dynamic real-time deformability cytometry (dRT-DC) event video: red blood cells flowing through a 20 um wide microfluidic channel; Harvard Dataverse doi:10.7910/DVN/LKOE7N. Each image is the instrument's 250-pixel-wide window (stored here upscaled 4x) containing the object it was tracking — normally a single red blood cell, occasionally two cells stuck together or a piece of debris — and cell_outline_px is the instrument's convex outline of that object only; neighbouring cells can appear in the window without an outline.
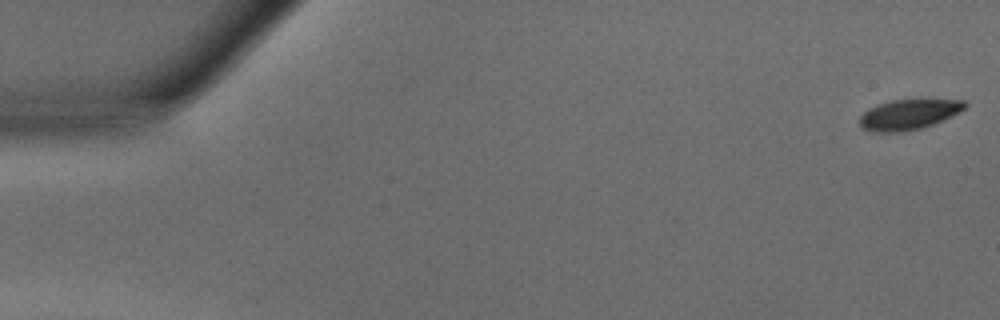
{"species": "common noctule bat (a hibernating species)", "species_latin": "Nyctalus noctula", "temperature_condition": "warm", "stored_images_in_passage": 49, "camera_frame_rate_fps": 3000, "um_per_image_px": 0.085, "animal": {"sex": "male", "body_mass_g": 15.6}, "frame": {"image": 1, "passage_image": 1, "time_ms": 0.0, "image_size_px": [1000, 320], "cell_outline_px": [[968, 104], [960, 112], [932, 124], [920, 128], [904, 132], [872, 132], [860, 128], [860, 116], [868, 108], [876, 104], [892, 100], [920, 96], [928, 96], [964, 100]], "centroid_in_image_um": [77.28, 9.66], "position_along_channel_um": 7.7, "area_um2": 19.65}}
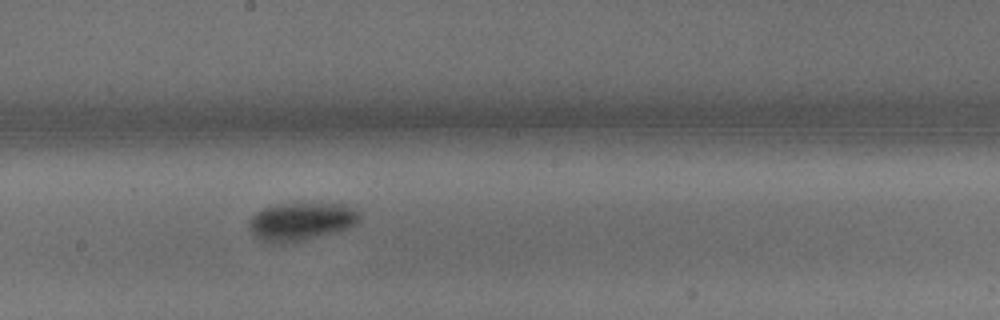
{"frame": {"image": 2, "passage_image": 27, "time_ms": 8.667, "image_size_px": [1000, 320], "cell_outline_px": [[360, 220], [356, 224], [348, 228], [336, 232], [320, 236], [300, 240], [260, 240], [248, 228], [248, 220], [256, 212], [264, 208], [276, 204], [348, 204], [356, 208], [360, 212]], "centroid_in_image_um": [25.66, 18.78], "position_along_channel_um": 222.5, "area_um2": 23.93}}
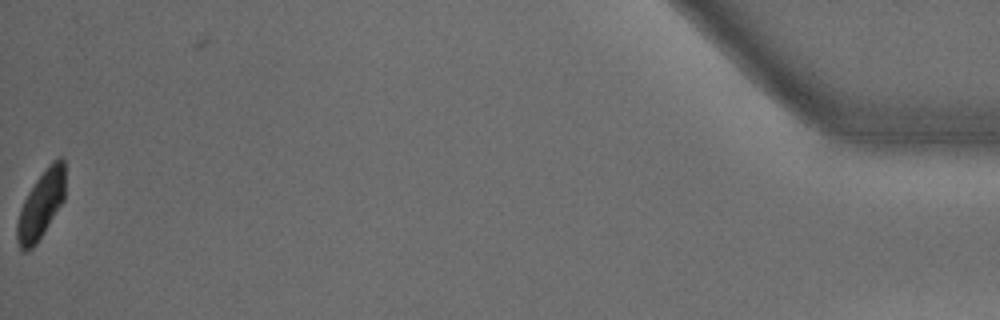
{"frame": {"image": 3, "passage_image": 49, "time_ms": 16.0, "image_size_px": [1000, 320], "cell_outline_px": [[64, 200], [44, 232], [36, 244], [28, 252], [24, 252], [20, 248], [16, 240], [16, 224], [20, 208], [28, 192], [44, 168], [52, 160], [60, 156], [64, 160]], "centroid_in_image_um": [3.47, 17.41], "position_along_channel_um": 431.7, "area_um2": 19.07}, "authors_computed_cell_mechanics": {"area_um2": 21.1548, "velocity_mm_per_s": 4.1755, "shape_relaxation_time_tau1_ms": 1.6276, "shape_relaxation_time_tau2_ms": null, "deformation_change_tau1": 0.1135, "deformation_change_tau2": null}}